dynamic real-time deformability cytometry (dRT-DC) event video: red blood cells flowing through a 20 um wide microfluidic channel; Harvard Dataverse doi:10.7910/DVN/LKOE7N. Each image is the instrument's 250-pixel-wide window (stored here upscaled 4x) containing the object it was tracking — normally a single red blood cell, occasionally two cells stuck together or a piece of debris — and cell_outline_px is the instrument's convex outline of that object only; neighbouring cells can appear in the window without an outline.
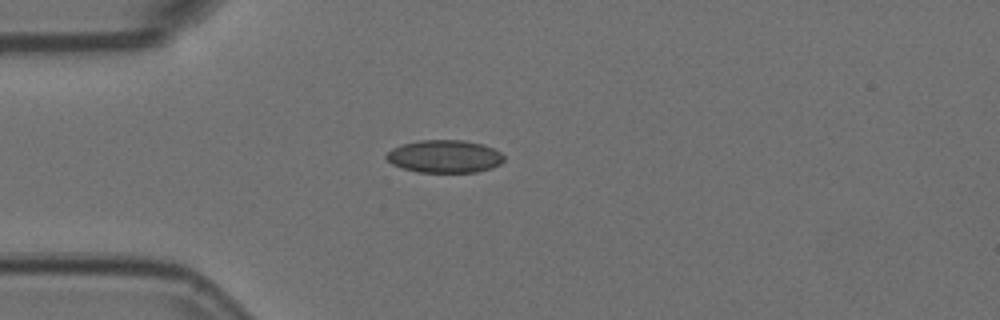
{"species": "Egyptian fruit bat (a non-hibernating species)", "species_latin": "Rousettus aegyptiacus", "temperature_condition": "room temperature", "stored_images_in_passage": 7, "camera_frame_rate_fps": 3000, "um_per_image_px": 0.085, "animal": {"sex": "female"}, "frame": {"image": 1, "passage_image": 1, "time_ms": 0.0, "image_size_px": [1000, 320], "cell_outline_px": [[504, 160], [500, 164], [492, 168], [476, 172], [416, 172], [392, 164], [384, 156], [392, 148], [400, 144], [420, 140], [464, 140], [484, 144], [500, 152], [504, 156]], "centroid_in_image_um": [37.79, 13.29], "position_along_channel_um": 47.2, "area_um2": 22.54}}
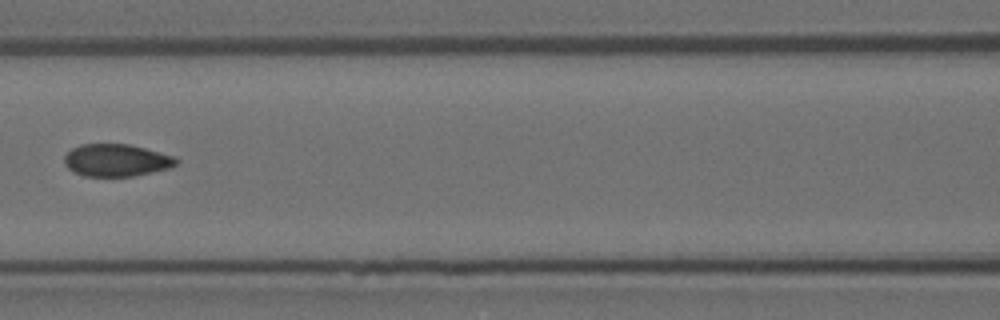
{"frame": {"image": 2, "passage_image": 4, "time_ms": 1.0, "image_size_px": [1000, 320], "cell_outline_px": [[180, 160], [176, 164], [168, 168], [132, 176], [84, 176], [68, 168], [64, 164], [64, 156], [72, 148], [80, 144], [128, 144], [176, 156]], "centroid_in_image_um": [9.89, 13.61], "position_along_channel_um": 156.7, "area_um2": 20.98}}
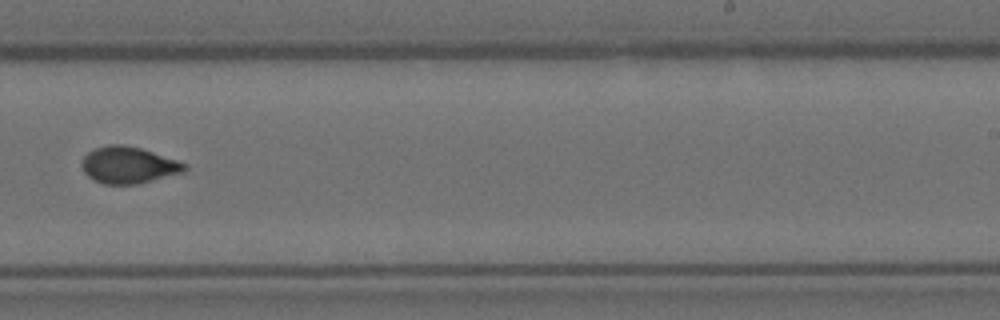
{"frame": {"image": 3, "passage_image": 7, "time_ms": 2.0, "image_size_px": [1000, 320], "cell_outline_px": [[188, 168], [184, 172], [140, 184], [104, 184], [92, 180], [84, 172], [80, 164], [84, 156], [88, 152], [96, 148], [108, 144], [124, 144], [140, 148], [188, 164]], "centroid_in_image_um": [10.91, 14.04], "position_along_channel_um": 278.1, "area_um2": 22.14}}